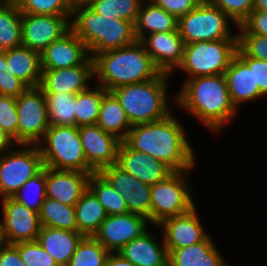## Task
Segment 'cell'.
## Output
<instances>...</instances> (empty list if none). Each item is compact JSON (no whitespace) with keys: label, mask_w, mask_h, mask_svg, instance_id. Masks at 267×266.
<instances>
[{"label":"cell","mask_w":267,"mask_h":266,"mask_svg":"<svg viewBox=\"0 0 267 266\" xmlns=\"http://www.w3.org/2000/svg\"><path fill=\"white\" fill-rule=\"evenodd\" d=\"M124 142L131 149L165 163L174 172L193 169L196 165V153L184 126L172 113L159 121L132 126Z\"/></svg>","instance_id":"cell-1"},{"label":"cell","mask_w":267,"mask_h":266,"mask_svg":"<svg viewBox=\"0 0 267 266\" xmlns=\"http://www.w3.org/2000/svg\"><path fill=\"white\" fill-rule=\"evenodd\" d=\"M174 101L213 133L221 132L238 110L231 101L224 74L185 80Z\"/></svg>","instance_id":"cell-2"},{"label":"cell","mask_w":267,"mask_h":266,"mask_svg":"<svg viewBox=\"0 0 267 266\" xmlns=\"http://www.w3.org/2000/svg\"><path fill=\"white\" fill-rule=\"evenodd\" d=\"M93 72L98 85L106 91L156 78L161 72L154 65L143 44H133L96 54Z\"/></svg>","instance_id":"cell-3"},{"label":"cell","mask_w":267,"mask_h":266,"mask_svg":"<svg viewBox=\"0 0 267 266\" xmlns=\"http://www.w3.org/2000/svg\"><path fill=\"white\" fill-rule=\"evenodd\" d=\"M70 26L85 43L92 58L96 54L125 47L136 41L132 22L103 16L92 7L73 11Z\"/></svg>","instance_id":"cell-4"},{"label":"cell","mask_w":267,"mask_h":266,"mask_svg":"<svg viewBox=\"0 0 267 266\" xmlns=\"http://www.w3.org/2000/svg\"><path fill=\"white\" fill-rule=\"evenodd\" d=\"M169 74L160 73L156 78L113 89L132 126L155 122L172 113L168 97ZM169 105V106H168Z\"/></svg>","instance_id":"cell-5"},{"label":"cell","mask_w":267,"mask_h":266,"mask_svg":"<svg viewBox=\"0 0 267 266\" xmlns=\"http://www.w3.org/2000/svg\"><path fill=\"white\" fill-rule=\"evenodd\" d=\"M39 144L45 167L94 173L87 164L77 126H49Z\"/></svg>","instance_id":"cell-6"},{"label":"cell","mask_w":267,"mask_h":266,"mask_svg":"<svg viewBox=\"0 0 267 266\" xmlns=\"http://www.w3.org/2000/svg\"><path fill=\"white\" fill-rule=\"evenodd\" d=\"M237 39L200 41L185 44L183 60L177 68L189 78L224 74L236 54Z\"/></svg>","instance_id":"cell-7"},{"label":"cell","mask_w":267,"mask_h":266,"mask_svg":"<svg viewBox=\"0 0 267 266\" xmlns=\"http://www.w3.org/2000/svg\"><path fill=\"white\" fill-rule=\"evenodd\" d=\"M229 21L234 23L221 9L202 0L193 10L178 18V31L184 44L237 39V33H231Z\"/></svg>","instance_id":"cell-8"},{"label":"cell","mask_w":267,"mask_h":266,"mask_svg":"<svg viewBox=\"0 0 267 266\" xmlns=\"http://www.w3.org/2000/svg\"><path fill=\"white\" fill-rule=\"evenodd\" d=\"M192 169L174 172L167 179L151 185V223L186 214L197 206L191 195L189 175ZM187 175V176H186Z\"/></svg>","instance_id":"cell-9"},{"label":"cell","mask_w":267,"mask_h":266,"mask_svg":"<svg viewBox=\"0 0 267 266\" xmlns=\"http://www.w3.org/2000/svg\"><path fill=\"white\" fill-rule=\"evenodd\" d=\"M0 154V199L12 197L22 185L37 175L44 163L38 145L18 144Z\"/></svg>","instance_id":"cell-10"},{"label":"cell","mask_w":267,"mask_h":266,"mask_svg":"<svg viewBox=\"0 0 267 266\" xmlns=\"http://www.w3.org/2000/svg\"><path fill=\"white\" fill-rule=\"evenodd\" d=\"M18 114L17 144H36L44 138L48 129L47 103L43 90L28 87L16 97Z\"/></svg>","instance_id":"cell-11"},{"label":"cell","mask_w":267,"mask_h":266,"mask_svg":"<svg viewBox=\"0 0 267 266\" xmlns=\"http://www.w3.org/2000/svg\"><path fill=\"white\" fill-rule=\"evenodd\" d=\"M2 219L0 230L4 243L17 244L35 241L38 238L41 224L39 213L28 209L12 197L1 199Z\"/></svg>","instance_id":"cell-12"},{"label":"cell","mask_w":267,"mask_h":266,"mask_svg":"<svg viewBox=\"0 0 267 266\" xmlns=\"http://www.w3.org/2000/svg\"><path fill=\"white\" fill-rule=\"evenodd\" d=\"M71 17L22 13V46L41 54L71 29Z\"/></svg>","instance_id":"cell-13"},{"label":"cell","mask_w":267,"mask_h":266,"mask_svg":"<svg viewBox=\"0 0 267 266\" xmlns=\"http://www.w3.org/2000/svg\"><path fill=\"white\" fill-rule=\"evenodd\" d=\"M148 223L151 224L146 217L131 212L108 215L93 237L109 252H119L146 232Z\"/></svg>","instance_id":"cell-14"},{"label":"cell","mask_w":267,"mask_h":266,"mask_svg":"<svg viewBox=\"0 0 267 266\" xmlns=\"http://www.w3.org/2000/svg\"><path fill=\"white\" fill-rule=\"evenodd\" d=\"M99 173L123 195L129 212L142 215L151 222V185L139 181L117 164L105 167Z\"/></svg>","instance_id":"cell-15"},{"label":"cell","mask_w":267,"mask_h":266,"mask_svg":"<svg viewBox=\"0 0 267 266\" xmlns=\"http://www.w3.org/2000/svg\"><path fill=\"white\" fill-rule=\"evenodd\" d=\"M88 166L94 171L117 164L120 140L97 124L78 127Z\"/></svg>","instance_id":"cell-16"},{"label":"cell","mask_w":267,"mask_h":266,"mask_svg":"<svg viewBox=\"0 0 267 266\" xmlns=\"http://www.w3.org/2000/svg\"><path fill=\"white\" fill-rule=\"evenodd\" d=\"M93 65L87 46L71 29L41 53L42 69Z\"/></svg>","instance_id":"cell-17"},{"label":"cell","mask_w":267,"mask_h":266,"mask_svg":"<svg viewBox=\"0 0 267 266\" xmlns=\"http://www.w3.org/2000/svg\"><path fill=\"white\" fill-rule=\"evenodd\" d=\"M157 227L162 230L168 252L200 243L209 236L200 223L196 206L186 214L162 220Z\"/></svg>","instance_id":"cell-18"},{"label":"cell","mask_w":267,"mask_h":266,"mask_svg":"<svg viewBox=\"0 0 267 266\" xmlns=\"http://www.w3.org/2000/svg\"><path fill=\"white\" fill-rule=\"evenodd\" d=\"M140 42L161 73L172 75L182 63L185 44L179 31L150 33Z\"/></svg>","instance_id":"cell-19"},{"label":"cell","mask_w":267,"mask_h":266,"mask_svg":"<svg viewBox=\"0 0 267 266\" xmlns=\"http://www.w3.org/2000/svg\"><path fill=\"white\" fill-rule=\"evenodd\" d=\"M117 165L148 185L167 179L174 171L148 154L131 149L124 141L118 148Z\"/></svg>","instance_id":"cell-20"},{"label":"cell","mask_w":267,"mask_h":266,"mask_svg":"<svg viewBox=\"0 0 267 266\" xmlns=\"http://www.w3.org/2000/svg\"><path fill=\"white\" fill-rule=\"evenodd\" d=\"M91 174L46 167V197L62 204L75 205L88 189Z\"/></svg>","instance_id":"cell-21"},{"label":"cell","mask_w":267,"mask_h":266,"mask_svg":"<svg viewBox=\"0 0 267 266\" xmlns=\"http://www.w3.org/2000/svg\"><path fill=\"white\" fill-rule=\"evenodd\" d=\"M93 65L61 69H42L39 87L44 93L77 94L86 90L94 79Z\"/></svg>","instance_id":"cell-22"},{"label":"cell","mask_w":267,"mask_h":266,"mask_svg":"<svg viewBox=\"0 0 267 266\" xmlns=\"http://www.w3.org/2000/svg\"><path fill=\"white\" fill-rule=\"evenodd\" d=\"M230 98L236 109L242 103L264 98L254 84L253 66H248L237 54L224 73Z\"/></svg>","instance_id":"cell-23"},{"label":"cell","mask_w":267,"mask_h":266,"mask_svg":"<svg viewBox=\"0 0 267 266\" xmlns=\"http://www.w3.org/2000/svg\"><path fill=\"white\" fill-rule=\"evenodd\" d=\"M150 233L147 230L141 236L127 243L118 253L135 266H168L169 253L162 233V243H158L157 238Z\"/></svg>","instance_id":"cell-24"},{"label":"cell","mask_w":267,"mask_h":266,"mask_svg":"<svg viewBox=\"0 0 267 266\" xmlns=\"http://www.w3.org/2000/svg\"><path fill=\"white\" fill-rule=\"evenodd\" d=\"M83 237L78 231L41 226L37 241L58 266H67Z\"/></svg>","instance_id":"cell-25"},{"label":"cell","mask_w":267,"mask_h":266,"mask_svg":"<svg viewBox=\"0 0 267 266\" xmlns=\"http://www.w3.org/2000/svg\"><path fill=\"white\" fill-rule=\"evenodd\" d=\"M212 239L170 250L168 266H228Z\"/></svg>","instance_id":"cell-26"},{"label":"cell","mask_w":267,"mask_h":266,"mask_svg":"<svg viewBox=\"0 0 267 266\" xmlns=\"http://www.w3.org/2000/svg\"><path fill=\"white\" fill-rule=\"evenodd\" d=\"M9 70L28 87H38L42 78L41 54L25 46L6 50Z\"/></svg>","instance_id":"cell-27"},{"label":"cell","mask_w":267,"mask_h":266,"mask_svg":"<svg viewBox=\"0 0 267 266\" xmlns=\"http://www.w3.org/2000/svg\"><path fill=\"white\" fill-rule=\"evenodd\" d=\"M146 1L142 3L134 24L136 40L140 41L150 33L178 31V18L175 15L168 13L150 0ZM145 2L148 4L145 5Z\"/></svg>","instance_id":"cell-28"},{"label":"cell","mask_w":267,"mask_h":266,"mask_svg":"<svg viewBox=\"0 0 267 266\" xmlns=\"http://www.w3.org/2000/svg\"><path fill=\"white\" fill-rule=\"evenodd\" d=\"M77 231L83 236L93 237L108 216L103 205L88 188L74 205Z\"/></svg>","instance_id":"cell-29"},{"label":"cell","mask_w":267,"mask_h":266,"mask_svg":"<svg viewBox=\"0 0 267 266\" xmlns=\"http://www.w3.org/2000/svg\"><path fill=\"white\" fill-rule=\"evenodd\" d=\"M96 124L106 133L114 135L121 142L125 140L129 130L132 128L120 102L111 91H107L103 95Z\"/></svg>","instance_id":"cell-30"},{"label":"cell","mask_w":267,"mask_h":266,"mask_svg":"<svg viewBox=\"0 0 267 266\" xmlns=\"http://www.w3.org/2000/svg\"><path fill=\"white\" fill-rule=\"evenodd\" d=\"M41 226L77 231L74 205L62 204L46 197L39 212Z\"/></svg>","instance_id":"cell-31"},{"label":"cell","mask_w":267,"mask_h":266,"mask_svg":"<svg viewBox=\"0 0 267 266\" xmlns=\"http://www.w3.org/2000/svg\"><path fill=\"white\" fill-rule=\"evenodd\" d=\"M50 126H76V94L44 93Z\"/></svg>","instance_id":"cell-32"},{"label":"cell","mask_w":267,"mask_h":266,"mask_svg":"<svg viewBox=\"0 0 267 266\" xmlns=\"http://www.w3.org/2000/svg\"><path fill=\"white\" fill-rule=\"evenodd\" d=\"M88 188L103 205L107 215L126 214L129 212L123 195L117 192L99 172L91 173Z\"/></svg>","instance_id":"cell-33"},{"label":"cell","mask_w":267,"mask_h":266,"mask_svg":"<svg viewBox=\"0 0 267 266\" xmlns=\"http://www.w3.org/2000/svg\"><path fill=\"white\" fill-rule=\"evenodd\" d=\"M22 12L15 5L0 7V51L22 46Z\"/></svg>","instance_id":"cell-34"},{"label":"cell","mask_w":267,"mask_h":266,"mask_svg":"<svg viewBox=\"0 0 267 266\" xmlns=\"http://www.w3.org/2000/svg\"><path fill=\"white\" fill-rule=\"evenodd\" d=\"M106 92L103 87L97 84L93 88L92 86L88 87L76 94L75 117L77 127L97 123L102 98Z\"/></svg>","instance_id":"cell-35"},{"label":"cell","mask_w":267,"mask_h":266,"mask_svg":"<svg viewBox=\"0 0 267 266\" xmlns=\"http://www.w3.org/2000/svg\"><path fill=\"white\" fill-rule=\"evenodd\" d=\"M12 198L39 213L46 198V167L26 181Z\"/></svg>","instance_id":"cell-36"},{"label":"cell","mask_w":267,"mask_h":266,"mask_svg":"<svg viewBox=\"0 0 267 266\" xmlns=\"http://www.w3.org/2000/svg\"><path fill=\"white\" fill-rule=\"evenodd\" d=\"M109 254L94 237L84 236L67 266H105Z\"/></svg>","instance_id":"cell-37"},{"label":"cell","mask_w":267,"mask_h":266,"mask_svg":"<svg viewBox=\"0 0 267 266\" xmlns=\"http://www.w3.org/2000/svg\"><path fill=\"white\" fill-rule=\"evenodd\" d=\"M144 0H97L91 7L103 16L135 24Z\"/></svg>","instance_id":"cell-38"},{"label":"cell","mask_w":267,"mask_h":266,"mask_svg":"<svg viewBox=\"0 0 267 266\" xmlns=\"http://www.w3.org/2000/svg\"><path fill=\"white\" fill-rule=\"evenodd\" d=\"M22 13L72 16L67 0H15Z\"/></svg>","instance_id":"cell-39"},{"label":"cell","mask_w":267,"mask_h":266,"mask_svg":"<svg viewBox=\"0 0 267 266\" xmlns=\"http://www.w3.org/2000/svg\"><path fill=\"white\" fill-rule=\"evenodd\" d=\"M14 245L26 266H58L37 240L20 242Z\"/></svg>","instance_id":"cell-40"},{"label":"cell","mask_w":267,"mask_h":266,"mask_svg":"<svg viewBox=\"0 0 267 266\" xmlns=\"http://www.w3.org/2000/svg\"><path fill=\"white\" fill-rule=\"evenodd\" d=\"M210 4L221 9L239 26L254 8V0H206Z\"/></svg>","instance_id":"cell-41"},{"label":"cell","mask_w":267,"mask_h":266,"mask_svg":"<svg viewBox=\"0 0 267 266\" xmlns=\"http://www.w3.org/2000/svg\"><path fill=\"white\" fill-rule=\"evenodd\" d=\"M28 86L9 70L6 51H0V95L18 97Z\"/></svg>","instance_id":"cell-42"},{"label":"cell","mask_w":267,"mask_h":266,"mask_svg":"<svg viewBox=\"0 0 267 266\" xmlns=\"http://www.w3.org/2000/svg\"><path fill=\"white\" fill-rule=\"evenodd\" d=\"M237 47L246 56L267 61V36L237 34Z\"/></svg>","instance_id":"cell-43"},{"label":"cell","mask_w":267,"mask_h":266,"mask_svg":"<svg viewBox=\"0 0 267 266\" xmlns=\"http://www.w3.org/2000/svg\"><path fill=\"white\" fill-rule=\"evenodd\" d=\"M18 114L16 97L0 95V127L17 142Z\"/></svg>","instance_id":"cell-44"},{"label":"cell","mask_w":267,"mask_h":266,"mask_svg":"<svg viewBox=\"0 0 267 266\" xmlns=\"http://www.w3.org/2000/svg\"><path fill=\"white\" fill-rule=\"evenodd\" d=\"M238 34H257L267 36V12L252 10L248 17L236 27Z\"/></svg>","instance_id":"cell-45"},{"label":"cell","mask_w":267,"mask_h":266,"mask_svg":"<svg viewBox=\"0 0 267 266\" xmlns=\"http://www.w3.org/2000/svg\"><path fill=\"white\" fill-rule=\"evenodd\" d=\"M236 54L248 65L253 66L254 84L258 85L259 92L267 96V61L246 56L238 47Z\"/></svg>","instance_id":"cell-46"},{"label":"cell","mask_w":267,"mask_h":266,"mask_svg":"<svg viewBox=\"0 0 267 266\" xmlns=\"http://www.w3.org/2000/svg\"><path fill=\"white\" fill-rule=\"evenodd\" d=\"M153 4L165 9L179 18L193 10L202 0H150Z\"/></svg>","instance_id":"cell-47"},{"label":"cell","mask_w":267,"mask_h":266,"mask_svg":"<svg viewBox=\"0 0 267 266\" xmlns=\"http://www.w3.org/2000/svg\"><path fill=\"white\" fill-rule=\"evenodd\" d=\"M0 266H26L14 244L4 243L1 246Z\"/></svg>","instance_id":"cell-48"},{"label":"cell","mask_w":267,"mask_h":266,"mask_svg":"<svg viewBox=\"0 0 267 266\" xmlns=\"http://www.w3.org/2000/svg\"><path fill=\"white\" fill-rule=\"evenodd\" d=\"M105 266H135L132 262L125 259L118 252H110L107 257Z\"/></svg>","instance_id":"cell-49"},{"label":"cell","mask_w":267,"mask_h":266,"mask_svg":"<svg viewBox=\"0 0 267 266\" xmlns=\"http://www.w3.org/2000/svg\"><path fill=\"white\" fill-rule=\"evenodd\" d=\"M14 145H18L14 138L0 127V154L12 149V146L14 147Z\"/></svg>","instance_id":"cell-50"},{"label":"cell","mask_w":267,"mask_h":266,"mask_svg":"<svg viewBox=\"0 0 267 266\" xmlns=\"http://www.w3.org/2000/svg\"><path fill=\"white\" fill-rule=\"evenodd\" d=\"M97 0H67L71 13L76 9L91 7Z\"/></svg>","instance_id":"cell-51"},{"label":"cell","mask_w":267,"mask_h":266,"mask_svg":"<svg viewBox=\"0 0 267 266\" xmlns=\"http://www.w3.org/2000/svg\"><path fill=\"white\" fill-rule=\"evenodd\" d=\"M253 10H261L267 12V0H254Z\"/></svg>","instance_id":"cell-52"},{"label":"cell","mask_w":267,"mask_h":266,"mask_svg":"<svg viewBox=\"0 0 267 266\" xmlns=\"http://www.w3.org/2000/svg\"><path fill=\"white\" fill-rule=\"evenodd\" d=\"M15 3V0H0V7H6Z\"/></svg>","instance_id":"cell-53"},{"label":"cell","mask_w":267,"mask_h":266,"mask_svg":"<svg viewBox=\"0 0 267 266\" xmlns=\"http://www.w3.org/2000/svg\"><path fill=\"white\" fill-rule=\"evenodd\" d=\"M4 244V240H3V236H2V233H1V230H0V248L1 246Z\"/></svg>","instance_id":"cell-54"}]
</instances>
